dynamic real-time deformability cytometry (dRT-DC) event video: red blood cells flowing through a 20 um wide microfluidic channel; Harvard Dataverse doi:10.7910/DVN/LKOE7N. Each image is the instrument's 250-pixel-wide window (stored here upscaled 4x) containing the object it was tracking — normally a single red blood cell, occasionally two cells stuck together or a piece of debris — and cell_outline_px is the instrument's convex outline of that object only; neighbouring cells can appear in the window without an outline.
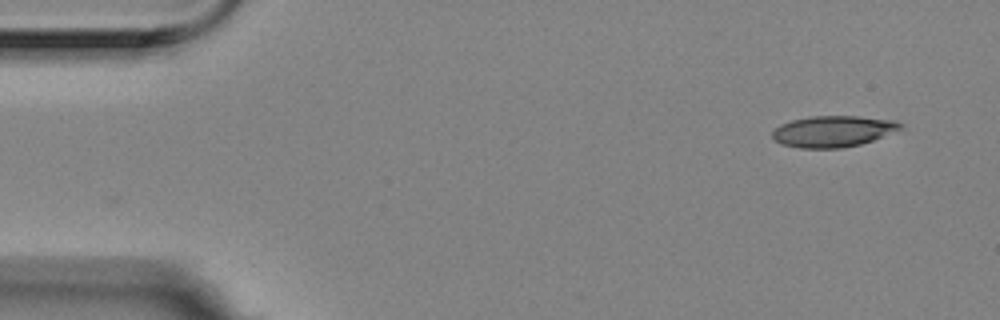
{"species": "Egyptian fruit bat (a non-hibernating species)", "species_latin": "Rousettus aegyptiacus", "temperature_condition": "room temperature", "stored_images_in_passage": 5, "camera_frame_rate_fps": 3000, "um_per_image_px": 0.085, "animal": {"sex": "female"}, "frame": {"image": 1, "passage_image": 5, "time_ms": 1.333, "image_size_px": [1000, 320], "cell_outline_px": [[904, 124], [900, 128], [872, 140], [860, 144], [840, 148], [800, 148], [784, 144], [776, 140], [772, 136], [772, 132], [780, 124], [792, 120], [808, 116], [860, 116], [896, 120]], "centroid_in_image_um": [70.8, 11.14], "position_along_channel_um": 14.2, "area_um2": 23.06}}